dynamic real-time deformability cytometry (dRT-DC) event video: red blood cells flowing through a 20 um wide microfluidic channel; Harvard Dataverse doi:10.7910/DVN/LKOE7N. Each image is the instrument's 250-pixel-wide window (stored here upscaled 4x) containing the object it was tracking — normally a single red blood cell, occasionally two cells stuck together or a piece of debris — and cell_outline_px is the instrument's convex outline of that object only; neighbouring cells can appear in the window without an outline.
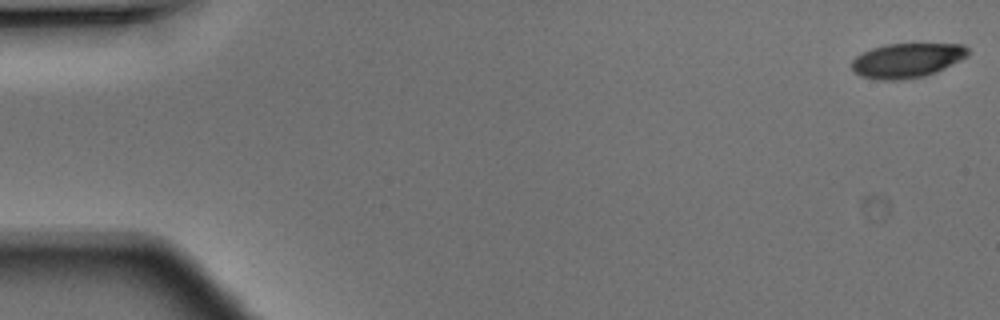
{"species": "Egyptian fruit bat (a non-hibernating species)", "species_latin": "Rousettus aegyptiacus", "temperature_condition": "warm", "stored_images_in_passage": 6, "camera_frame_rate_fps": 3000, "um_per_image_px": 0.085, "animal": {"sex": "male"}, "frame": {"image": 1, "passage_image": 1, "time_ms": 0.0, "image_size_px": [1000, 320], "cell_outline_px": [[968, 56], [936, 72], [924, 76], [900, 80], [876, 80], [860, 76], [852, 72], [852, 60], [856, 56], [872, 48], [884, 44], [964, 44], [968, 48]], "centroid_in_image_um": [77.06, 5.14], "position_along_channel_um": 7.9, "area_um2": 23.47}}